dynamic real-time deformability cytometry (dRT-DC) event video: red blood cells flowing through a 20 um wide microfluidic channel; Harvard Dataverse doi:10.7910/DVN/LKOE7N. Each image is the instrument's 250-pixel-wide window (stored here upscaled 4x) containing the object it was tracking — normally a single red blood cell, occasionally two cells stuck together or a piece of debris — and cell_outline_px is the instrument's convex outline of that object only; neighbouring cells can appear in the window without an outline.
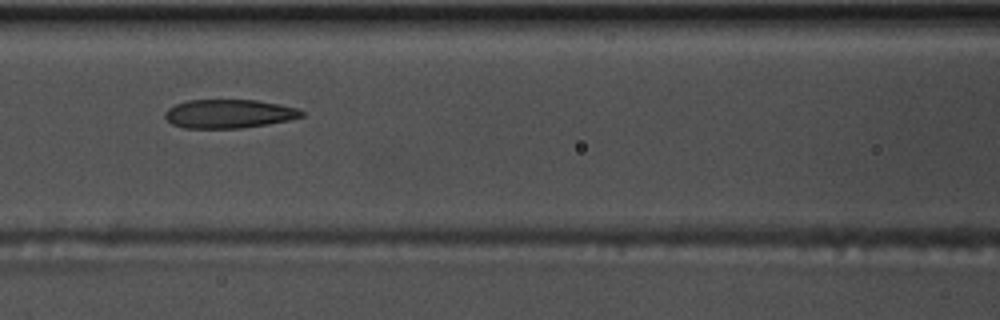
{"species": "common noctule bat (a hibernating species)", "species_latin": "Nyctalus noctula", "temperature_condition": "warm", "stored_images_in_passage": 54, "camera_frame_rate_fps": 3000, "um_per_image_px": 0.085, "animal": {"sex": "male", "body_mass_g": 17.5, "forearm_length_mm": 52.3}, "frame": {"image": 1, "passage_image": 23, "time_ms": 7.333, "image_size_px": [1000, 320], "cell_outline_px": [[304, 116], [288, 120], [240, 128], [184, 128], [172, 124], [164, 116], [164, 112], [168, 108], [176, 104], [188, 100], [256, 100], [280, 104], [296, 108], [304, 112]], "centroid_in_image_um": [19.43, 9.66], "position_along_channel_um": 147.2, "area_um2": 22.72}}
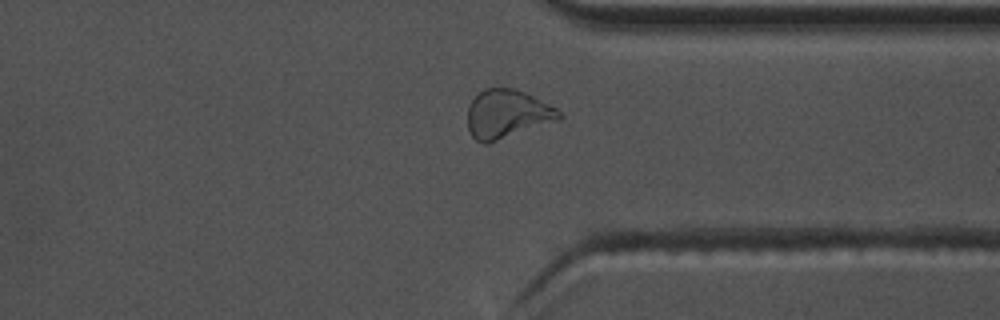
{"frame": {"image": 2, "passage_image": 41, "time_ms": 13.333, "image_size_px": [1000, 320], "cell_outline_px": [[564, 116], [560, 120], [488, 144], [484, 144], [476, 140], [472, 136], [468, 128], [468, 104], [484, 88], [516, 88], [556, 108]], "centroid_in_image_um": [43.11, 9.71], "position_along_channel_um": 368.3, "area_um2": 26.01}}
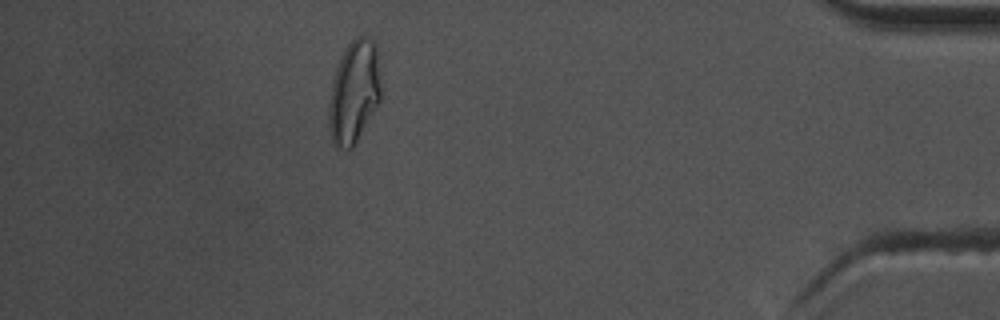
{"frame": {"image": 3, "passage_image": 48, "time_ms": 15.667, "image_size_px": [1000, 320], "cell_outline_px": [[380, 100], [372, 116], [356, 144], [348, 152], [332, 144], [328, 124], [328, 104], [332, 80], [336, 68], [348, 44], [356, 36], [364, 36], [372, 40], [376, 44], [380, 80]], "centroid_in_image_um": [30.08, 7.89], "position_along_channel_um": 405.1, "area_um2": 31.56}, "authors_computed_cell_mechanics": {"area_um2": 24.6228, "velocity_mm_per_s": 3.7143, "shape_relaxation_time_tau1_ms": 8.6945, "shape_relaxation_time_tau2_ms": 2.0636, "deformation_change_tau1": 0.215, "deformation_change_tau2": 0.0952}}